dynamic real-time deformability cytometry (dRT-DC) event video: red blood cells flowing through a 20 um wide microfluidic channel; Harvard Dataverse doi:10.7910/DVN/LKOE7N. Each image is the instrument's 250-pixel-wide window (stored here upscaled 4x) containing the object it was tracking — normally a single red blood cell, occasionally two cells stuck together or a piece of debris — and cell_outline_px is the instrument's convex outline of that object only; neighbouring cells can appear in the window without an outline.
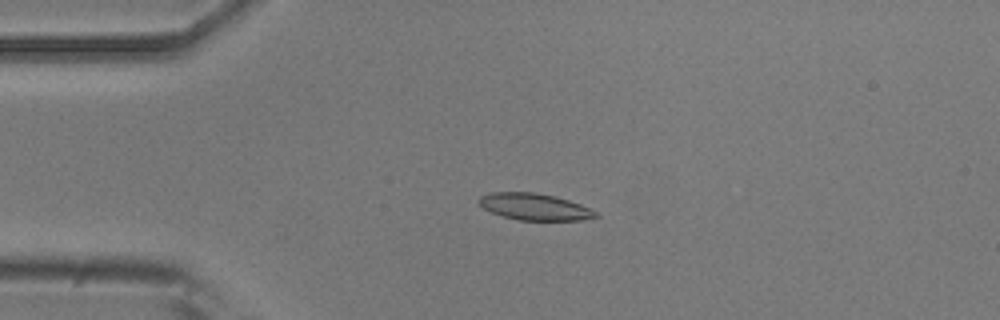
{"species": "common noctule bat (a hibernating species)", "species_latin": "Nyctalus noctula", "temperature_condition": "room temperature", "stored_images_in_passage": 4, "camera_frame_rate_fps": 3000, "um_per_image_px": 0.085, "animal": {"sex": "male", "body_mass_g": 20.5, "forearm_length_mm": 52.5}, "frame": {"image": 1, "passage_image": 4, "time_ms": 1.0, "image_size_px": [1000, 320], "cell_outline_px": [[600, 216], [580, 220], [520, 220], [504, 216], [492, 212], [484, 208], [476, 200], [480, 196], [492, 192], [536, 192], [568, 200], [580, 204], [596, 212]], "centroid_in_image_um": [45.41, 17.57], "position_along_channel_um": 39.6, "area_um2": 17.92}}